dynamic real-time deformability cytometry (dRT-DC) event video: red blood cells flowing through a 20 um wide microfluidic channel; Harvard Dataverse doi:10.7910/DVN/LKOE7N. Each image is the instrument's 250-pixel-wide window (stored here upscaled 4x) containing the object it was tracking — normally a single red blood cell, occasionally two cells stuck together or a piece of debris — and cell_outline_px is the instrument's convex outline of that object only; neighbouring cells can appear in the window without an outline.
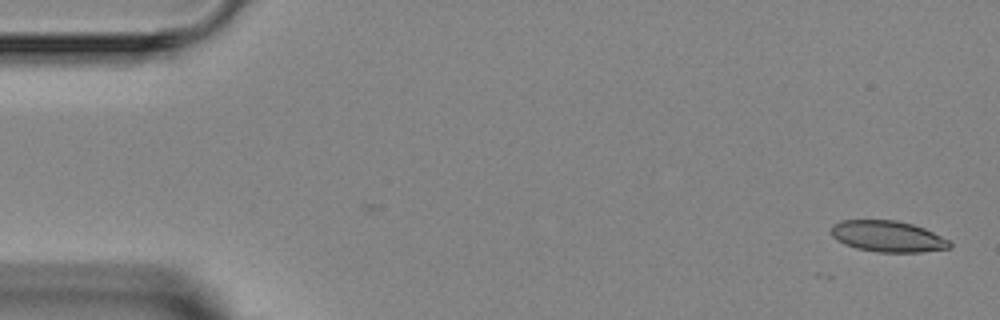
{"species": "Egyptian fruit bat (a non-hibernating species)", "species_latin": "Rousettus aegyptiacus", "temperature_condition": "room temperature", "stored_images_in_passage": 7, "camera_frame_rate_fps": 3000, "um_per_image_px": 0.085, "animal": {"sex": "female"}, "frame": {"image": 1, "passage_image": 1, "time_ms": 0.0, "image_size_px": [1000, 320], "cell_outline_px": [[952, 248], [920, 252], [876, 252], [856, 248], [844, 244], [832, 236], [832, 224], [840, 220], [896, 220], [912, 224], [924, 228], [948, 240], [952, 244]], "centroid_in_image_um": [75.45, 20.09], "position_along_channel_um": 9.6, "area_um2": 21.5}}
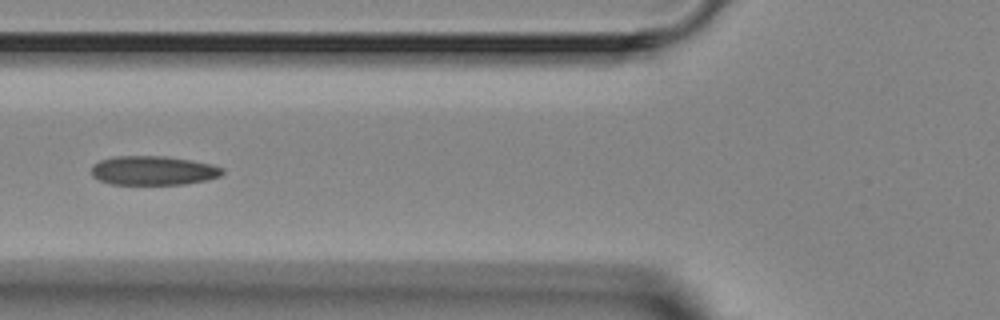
{"frame": {"image": 2, "passage_image": 6, "time_ms": 5.667, "image_size_px": [1000, 320], "cell_outline_px": [[224, 172], [220, 176], [204, 180], [184, 184], [112, 184], [100, 180], [92, 176], [92, 164], [100, 160], [116, 156], [164, 156], [192, 160], [212, 164], [224, 168]], "centroid_in_image_um": [13.03, 14.49], "position_along_channel_um": 112.8, "area_um2": 22.2}}
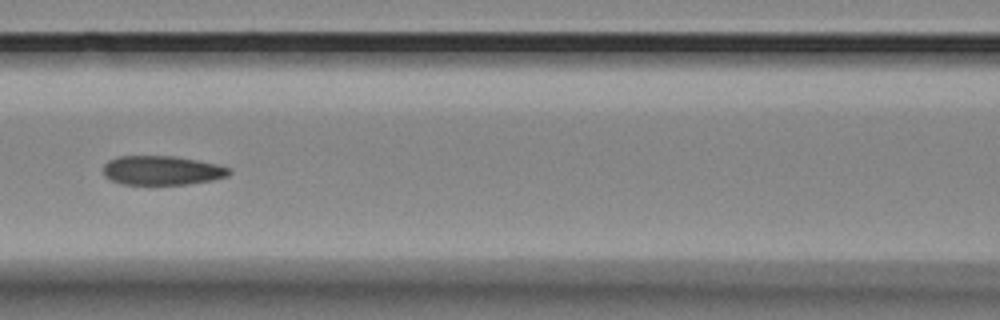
{"frame": {"image": 3, "passage_image": 7, "time_ms": 6.667, "image_size_px": [1000, 320], "cell_outline_px": [[232, 172], [228, 176], [212, 180], [188, 184], [124, 184], [112, 180], [104, 176], [104, 164], [108, 160], [116, 156], [176, 156], [216, 164], [228, 168]], "centroid_in_image_um": [13.75, 14.48], "position_along_channel_um": 152.8, "area_um2": 21.33}}